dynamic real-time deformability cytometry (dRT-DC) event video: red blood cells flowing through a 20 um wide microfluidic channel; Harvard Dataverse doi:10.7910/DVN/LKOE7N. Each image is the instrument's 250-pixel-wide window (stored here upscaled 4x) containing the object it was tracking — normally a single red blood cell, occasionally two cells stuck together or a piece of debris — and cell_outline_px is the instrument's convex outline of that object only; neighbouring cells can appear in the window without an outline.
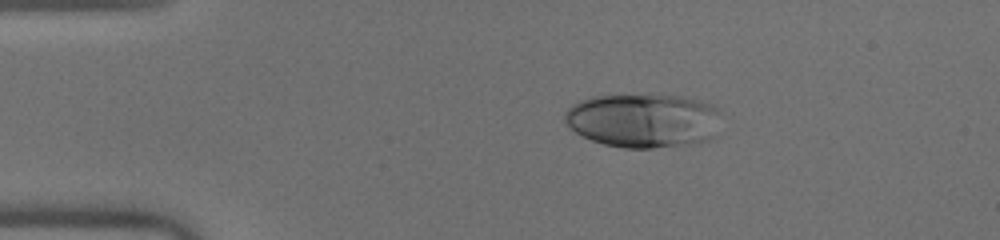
{"species": "human", "species_latin": "Homo sapiens", "temperature_condition": "warm", "stored_images_in_passage": 42, "camera_frame_rate_fps": 3000, "um_per_image_px": 0.085, "donor": {"sex": "male"}, "frame": {"image": 1, "passage_image": 1, "time_ms": 0.0, "image_size_px": [1000, 240], "cell_outline_px": [[720, 112], [712, 136], [708, 140], [692, 144], [652, 148], [624, 148], [604, 144], [592, 140], [576, 132], [564, 120], [564, 112], [572, 104], [580, 100], [592, 96], [644, 92], [652, 92], [688, 96], [700, 100], [716, 108]], "centroid_in_image_um": [54.66, 10.18], "position_along_channel_um": 30.3, "area_um2": 50.34}}
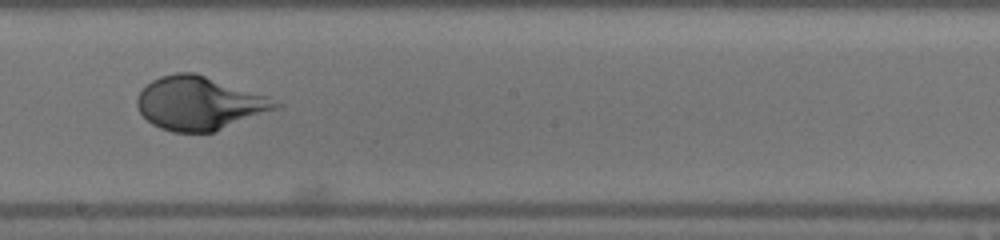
{"frame": {"image": 2, "passage_image": 20, "time_ms": 6.333, "image_size_px": [1000, 240], "cell_outline_px": [[284, 104], [280, 108], [212, 132], [172, 132], [160, 128], [152, 124], [140, 112], [136, 104], [136, 96], [152, 80], [160, 76], [176, 72], [196, 72], [268, 96]], "centroid_in_image_um": [16.96, 8.76], "position_along_channel_um": 231.2, "area_um2": 43.18}}
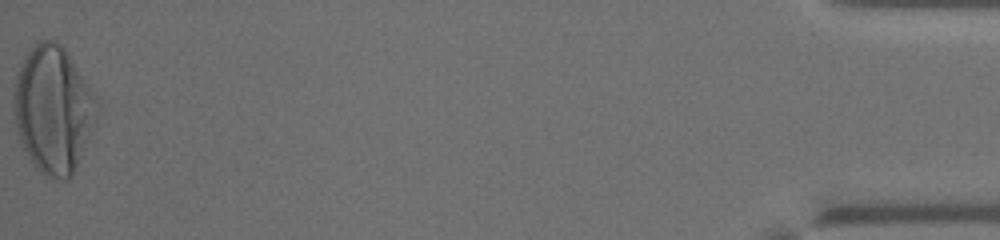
{"frame": {"image": 3, "passage_image": 42, "time_ms": 13.667, "image_size_px": [1000, 240], "cell_outline_px": [[96, 100], [76, 168], [72, 176], [68, 180], [48, 180], [32, 164], [24, 152], [20, 144], [16, 128], [12, 100], [12, 96], [16, 76], [20, 64], [32, 44], [40, 40], [56, 40], [68, 52], [96, 96]], "centroid_in_image_um": [4.41, 9.29], "position_along_channel_um": 430.8, "area_um2": 60.81}, "authors_computed_cell_mechanics": {"area_um2": 44.6505, "velocity_mm_per_s": 4.0464, "shape_relaxation_time_tau1_ms": 3.2571, "shape_relaxation_time_tau2_ms": null, "deformation_change_tau1": 0.2229, "deformation_change_tau2": null}}